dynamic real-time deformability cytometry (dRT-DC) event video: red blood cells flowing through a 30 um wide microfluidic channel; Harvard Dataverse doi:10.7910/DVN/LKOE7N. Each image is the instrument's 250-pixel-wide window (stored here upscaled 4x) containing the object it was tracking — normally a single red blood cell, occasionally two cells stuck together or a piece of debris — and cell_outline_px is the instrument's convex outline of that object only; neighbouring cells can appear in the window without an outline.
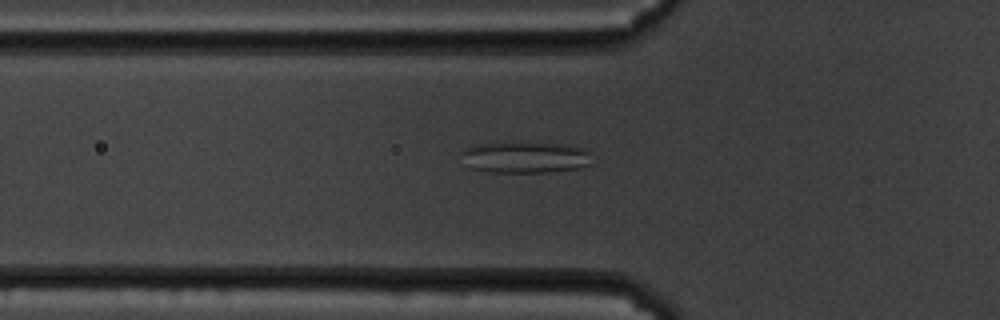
{"species": "common noctule bat (a hibernating species)", "species_latin": "Nyctalus noctula", "temperature_condition": "cold", "stored_images_in_passage": 60, "camera_frame_rate_fps": 3000, "um_per_image_px": 0.085, "animal": {"sex": "male", "body_mass_g": 19.5, "forearm_length_mm": 54.6}, "frame": {"image": 1, "passage_image": 21, "time_ms": 6.667, "image_size_px": [1000, 320], "cell_outline_px": [[592, 164], [576, 168], [548, 172], [488, 172], [472, 168], [460, 152], [464, 148], [476, 144], [508, 140], [524, 140], [568, 144], [588, 148]], "centroid_in_image_um": [44.68, 13.3], "position_along_channel_um": 81.1, "area_um2": 24.91}}
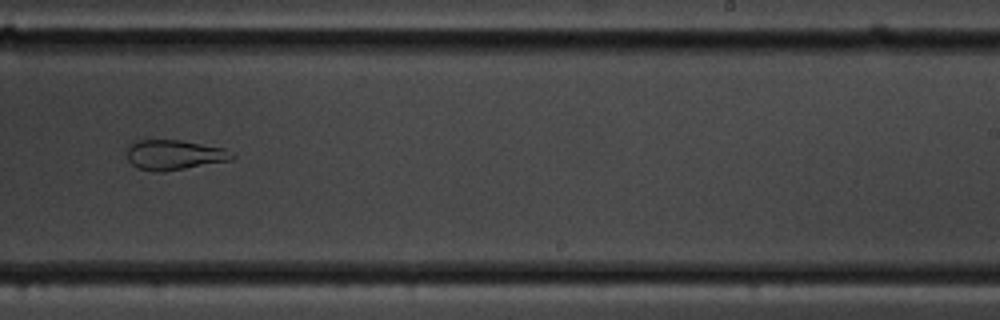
{"frame": {"image": 2, "passage_image": 38, "time_ms": 12.333, "image_size_px": [1000, 320], "cell_outline_px": [[236, 156], [232, 160], [164, 172], [152, 172], [136, 168], [128, 160], [128, 148], [136, 140], [180, 140], [224, 148]], "centroid_in_image_um": [14.81, 13.18], "position_along_channel_um": 274.2, "area_um2": 18.38}}
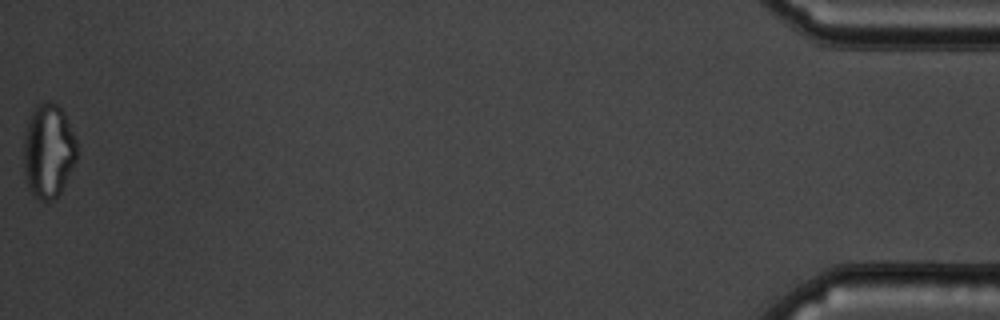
{"frame": {"image": 3, "passage_image": 60, "time_ms": 19.667, "image_size_px": [1000, 320], "cell_outline_px": [[76, 160], [60, 192], [52, 200], [40, 200], [28, 188], [24, 176], [24, 136], [28, 120], [32, 112], [40, 104], [52, 100], [64, 112], [76, 136]], "centroid_in_image_um": [4.11, 12.81], "position_along_channel_um": 431.1, "area_um2": 29.02}, "authors_computed_cell_mechanics": {"area_um2": 25.8655, "velocity_mm_per_s": 3.4019, "shape_relaxation_time_tau1_ms": null, "shape_relaxation_time_tau2_ms": 1.89, "deformation_change_tau1": null, "deformation_change_tau2": 0.0892}}